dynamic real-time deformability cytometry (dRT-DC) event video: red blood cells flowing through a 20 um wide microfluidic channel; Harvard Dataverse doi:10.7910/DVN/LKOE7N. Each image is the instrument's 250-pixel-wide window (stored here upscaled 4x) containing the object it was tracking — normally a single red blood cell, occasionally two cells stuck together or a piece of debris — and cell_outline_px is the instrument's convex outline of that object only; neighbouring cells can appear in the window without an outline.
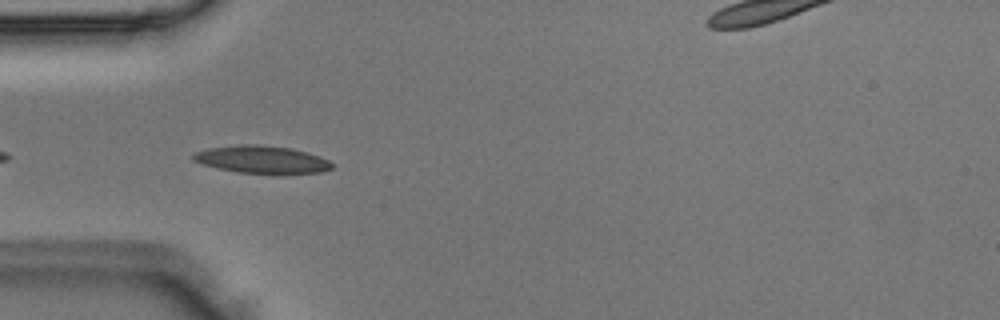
{"species": "Egyptian fruit bat (a non-hibernating species)", "species_latin": "Rousettus aegyptiacus", "temperature_condition": "room temperature", "stored_images_in_passage": 5, "camera_frame_rate_fps": 3000, "um_per_image_px": 0.085, "animal": {"sex": "male"}, "frame": {"image": 1, "passage_image": 2, "time_ms": 0.333, "image_size_px": [1000, 320], "cell_outline_px": [[332, 168], [320, 172], [280, 176], [272, 176], [240, 172], [220, 168], [204, 164], [192, 160], [192, 156], [196, 152], [208, 148], [240, 144], [256, 144], [288, 148], [320, 156], [328, 160], [332, 164]], "centroid_in_image_um": [22.3, 13.6], "position_along_channel_um": 62.7, "area_um2": 22.66}}
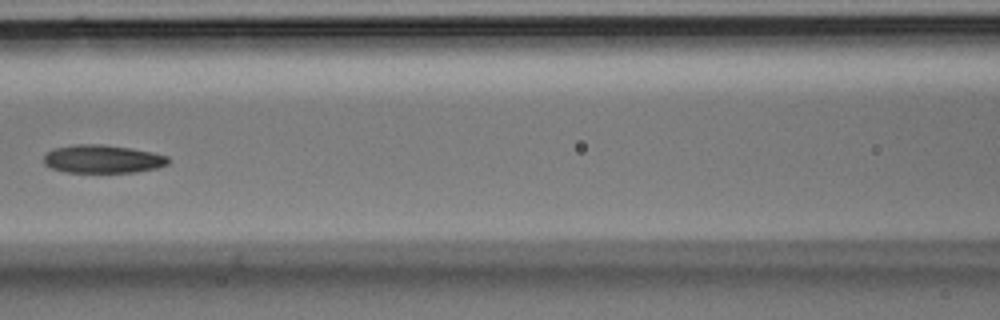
{"frame": {"image": 2, "passage_image": 4, "time_ms": 1.0, "image_size_px": [1000, 320], "cell_outline_px": [[168, 164], [156, 168], [136, 172], [68, 172], [52, 168], [44, 164], [44, 156], [52, 148], [72, 144], [104, 144], [132, 148], [152, 152], [168, 156]], "centroid_in_image_um": [8.71, 13.5], "position_along_channel_um": 157.9, "area_um2": 20.52}}
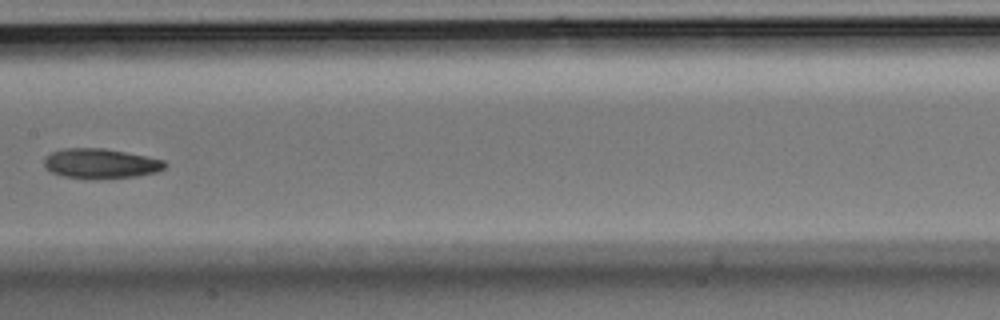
{"frame": {"image": 3, "passage_image": 5, "time_ms": 1.333, "image_size_px": [1000, 320], "cell_outline_px": [[168, 164], [164, 168], [156, 172], [136, 176], [92, 180], [64, 176], [52, 172], [44, 168], [44, 156], [52, 152], [64, 148], [104, 148], [164, 160]], "centroid_in_image_um": [8.52, 13.91], "position_along_channel_um": 198.9, "area_um2": 21.15}}